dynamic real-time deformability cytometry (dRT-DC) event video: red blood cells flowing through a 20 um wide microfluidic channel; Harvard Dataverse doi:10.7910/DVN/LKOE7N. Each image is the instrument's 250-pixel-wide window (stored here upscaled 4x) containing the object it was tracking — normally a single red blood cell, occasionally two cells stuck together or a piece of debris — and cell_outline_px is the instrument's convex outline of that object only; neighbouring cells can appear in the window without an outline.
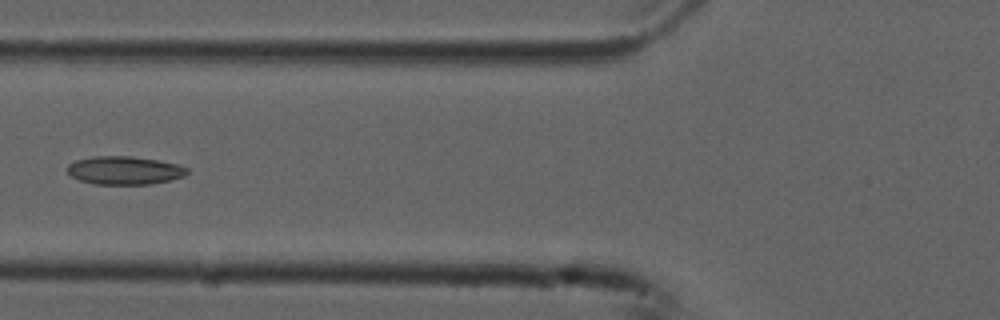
{"species": "common noctule bat (a hibernating species)", "species_latin": "Nyctalus noctula", "temperature_condition": "cold", "stored_images_in_passage": 7, "camera_frame_rate_fps": 3000, "um_per_image_px": 0.085, "animal": {"sex": "male", "forearm_length_mm": 52.5}, "frame": {"image": 1, "passage_image": 6, "time_ms": 1.667, "image_size_px": [1000, 320], "cell_outline_px": [[188, 172], [184, 176], [172, 180], [148, 184], [96, 184], [80, 180], [72, 176], [68, 172], [68, 164], [76, 160], [96, 156], [132, 156], [156, 160], [176, 164], [188, 168]], "centroid_in_image_um": [10.59, 14.48], "position_along_channel_um": 115.2, "area_um2": 19.54}}
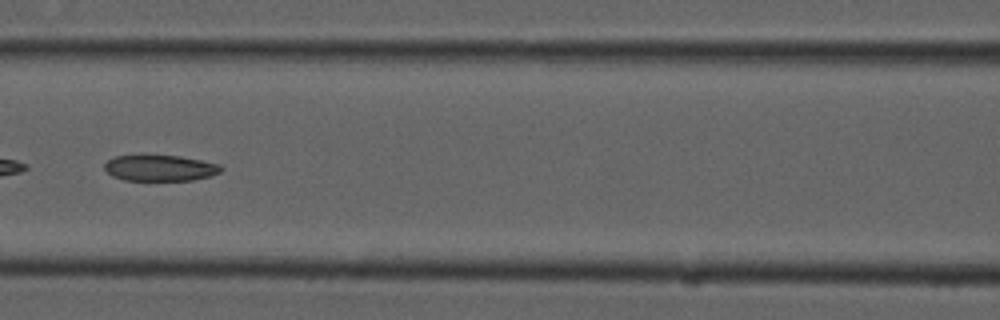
{"frame": {"image": 2, "passage_image": 7, "time_ms": 2.0, "image_size_px": [1000, 320], "cell_outline_px": [[224, 168], [220, 172], [212, 176], [192, 180], [124, 180], [112, 176], [104, 168], [104, 164], [108, 160], [116, 156], [180, 156], [220, 164]], "centroid_in_image_um": [13.64, 14.29], "position_along_channel_um": 153.0, "area_um2": 17.51}}